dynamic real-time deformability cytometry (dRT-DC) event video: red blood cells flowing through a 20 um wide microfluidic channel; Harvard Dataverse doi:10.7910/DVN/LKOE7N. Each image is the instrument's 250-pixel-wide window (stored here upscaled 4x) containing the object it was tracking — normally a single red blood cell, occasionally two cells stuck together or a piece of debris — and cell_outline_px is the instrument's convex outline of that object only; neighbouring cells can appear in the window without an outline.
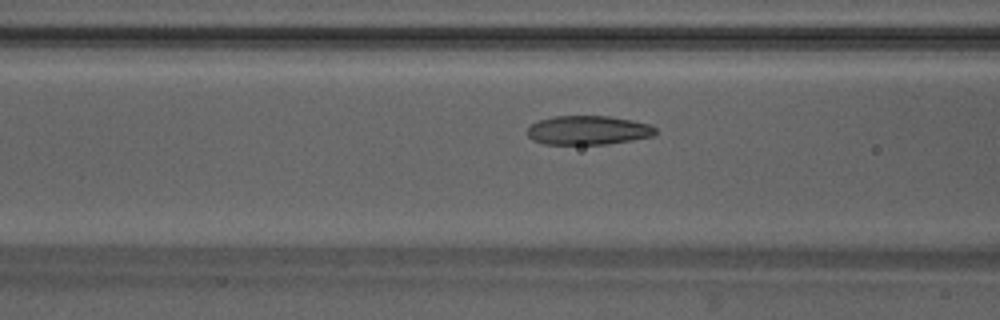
{"species": "Egyptian fruit bat (a non-hibernating species)", "species_latin": "Rousettus aegyptiacus", "temperature_condition": "warm", "stored_images_in_passage": 39, "camera_frame_rate_fps": 3000, "um_per_image_px": 0.085, "animal": {"sex": "male"}, "frame": {"image": 1, "passage_image": 10, "time_ms": 3.0, "image_size_px": [1000, 320], "cell_outline_px": [[656, 132], [652, 136], [632, 140], [608, 144], [544, 144], [532, 140], [528, 136], [528, 128], [532, 124], [540, 120], [552, 116], [608, 116], [632, 120], [652, 124], [656, 128]], "centroid_in_image_um": [50.01, 11.07], "position_along_channel_um": 116.6, "area_um2": 21.73}}
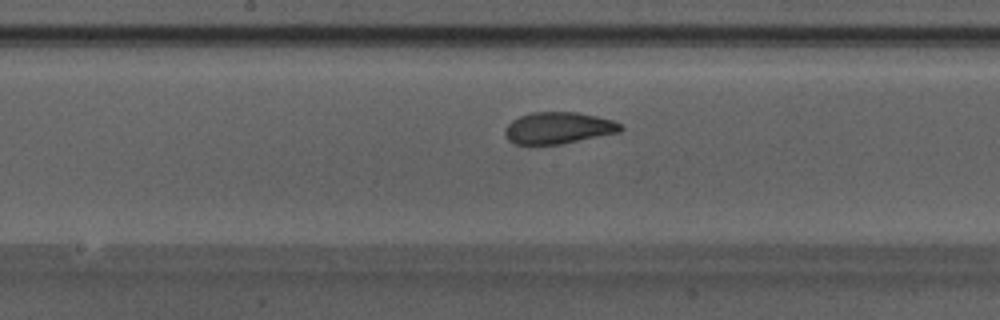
{"frame": {"image": 2, "passage_image": 16, "time_ms": 5.0, "image_size_px": [1000, 320], "cell_outline_px": [[624, 128], [620, 132], [560, 144], [516, 144], [508, 140], [504, 132], [504, 128], [512, 120], [520, 116], [532, 112], [576, 112], [596, 116], [612, 120], [620, 124]], "centroid_in_image_um": [47.44, 10.87], "position_along_channel_um": 200.8, "area_um2": 21.21}}
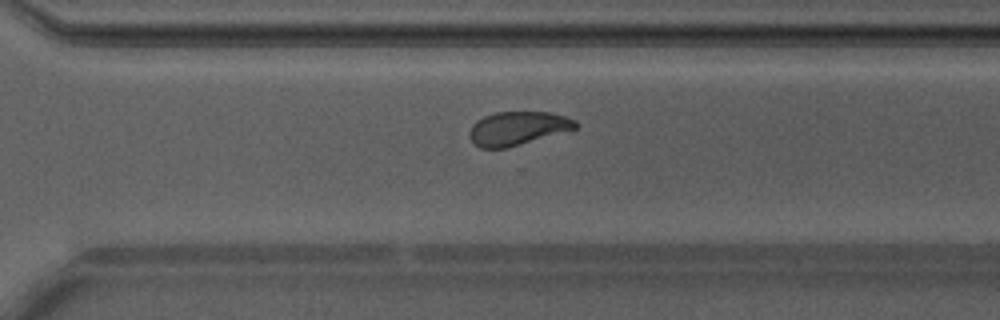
{"frame": {"image": 3, "passage_image": 25, "time_ms": 8.0, "image_size_px": [1000, 320], "cell_outline_px": [[576, 128], [508, 148], [480, 148], [472, 140], [468, 132], [472, 124], [484, 116], [496, 112], [552, 112], [576, 120]], "centroid_in_image_um": [43.98, 10.9], "position_along_channel_um": 326.6, "area_um2": 20.58}, "authors_computed_cell_mechanics": {"area_um2": 21.6172, "velocity_mm_per_s": 4.2038, "shape_relaxation_time_tau1_ms": 3.4832, "shape_relaxation_time_tau2_ms": 1.1335, "deformation_change_tau1": 0.1308, "deformation_change_tau2": 0.0533}}